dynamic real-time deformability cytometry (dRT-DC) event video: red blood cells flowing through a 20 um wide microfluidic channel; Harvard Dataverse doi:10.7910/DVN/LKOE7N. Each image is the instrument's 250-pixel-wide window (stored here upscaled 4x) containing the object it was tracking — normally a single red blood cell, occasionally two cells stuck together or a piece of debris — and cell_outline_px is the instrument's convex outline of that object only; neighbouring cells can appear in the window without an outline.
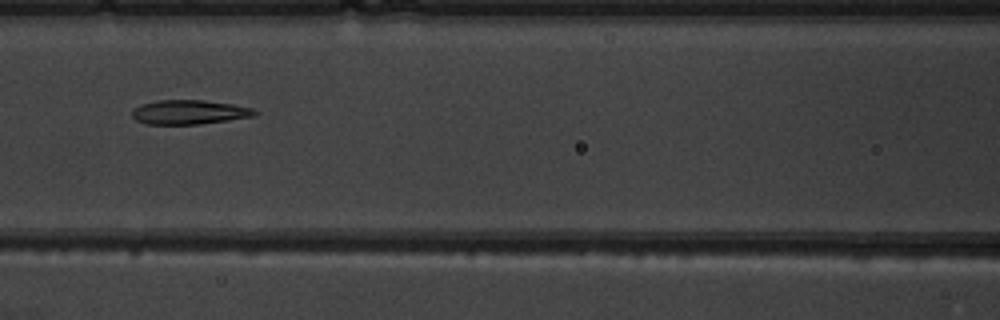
{"species": "common noctule bat (a hibernating species)", "species_latin": "Nyctalus noctula", "temperature_condition": "warm", "stored_images_in_passage": 5, "camera_frame_rate_fps": 3000, "um_per_image_px": 0.085, "animal": {"sex": "male", "body_mass_g": 19.5, "forearm_length_mm": 54.6}, "frame": {"image": 1, "passage_image": 5, "time_ms": 4.667, "image_size_px": [1000, 320], "cell_outline_px": [[256, 112], [252, 116], [228, 120], [200, 124], [144, 124], [136, 120], [132, 116], [132, 108], [156, 100], [204, 100], [232, 104], [252, 108]], "centroid_in_image_um": [16.03, 9.53], "position_along_channel_um": 150.6, "area_um2": 17.22}}